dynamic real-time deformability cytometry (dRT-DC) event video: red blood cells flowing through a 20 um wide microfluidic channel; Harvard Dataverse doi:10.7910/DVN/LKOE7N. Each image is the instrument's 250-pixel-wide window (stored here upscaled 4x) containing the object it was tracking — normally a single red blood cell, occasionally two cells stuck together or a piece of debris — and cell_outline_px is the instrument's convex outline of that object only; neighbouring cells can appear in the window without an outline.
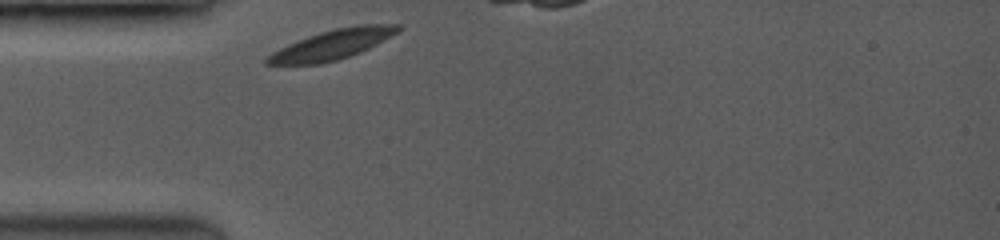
{"species": "common noctule bat (a hibernating species)", "species_latin": "Nyctalus noctula", "temperature_condition": "room temperature", "stored_images_in_passage": 35, "camera_frame_rate_fps": 3500, "um_per_image_px": 0.085, "animal": {"sex": "female", "body_mass_g": 19.0, "forearm_length_mm": 53.3}, "frame": {"image": 1, "passage_image": 1, "time_ms": 0.0, "image_size_px": [1000, 240], "cell_outline_px": [[404, 28], [384, 40], [360, 52], [336, 60], [320, 64], [264, 64], [264, 60], [272, 52], [288, 44], [308, 36], [320, 32], [336, 28], [356, 24], [400, 24]], "centroid_in_image_um": [28.27, 3.77], "position_along_channel_um": 56.7, "area_um2": 22.54}}
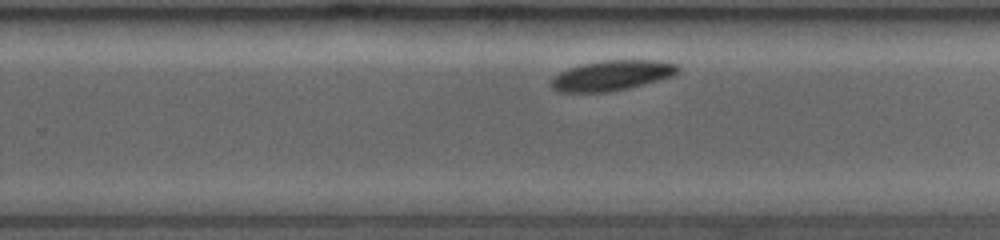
{"frame": {"image": 2, "passage_image": 22, "time_ms": 6.0, "image_size_px": [1000, 240], "cell_outline_px": [[680, 68], [672, 76], [628, 88], [604, 92], [560, 92], [552, 88], [552, 80], [560, 72], [584, 64], [604, 60], [656, 60], [676, 64]], "centroid_in_image_um": [52.03, 6.41], "position_along_channel_um": 277.8, "area_um2": 21.73}}
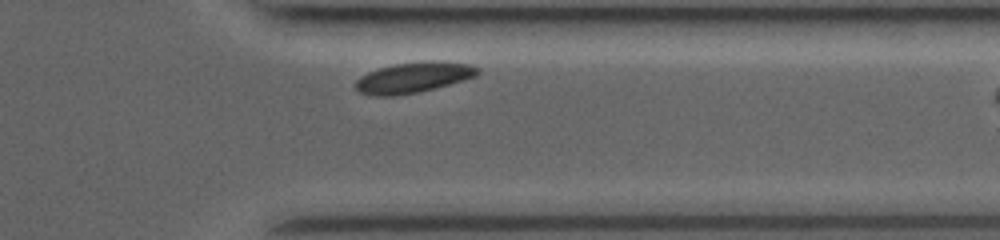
{"frame": {"image": 3, "passage_image": 31, "time_ms": 8.571, "image_size_px": [1000, 240], "cell_outline_px": [[480, 72], [476, 76], [464, 80], [436, 88], [420, 92], [396, 96], [376, 96], [360, 92], [356, 88], [356, 80], [360, 76], [368, 72], [380, 68], [396, 64], [432, 60], [444, 60], [468, 64], [480, 68]], "centroid_in_image_um": [35.19, 6.58], "position_along_channel_um": 376.2, "area_um2": 21.91}}